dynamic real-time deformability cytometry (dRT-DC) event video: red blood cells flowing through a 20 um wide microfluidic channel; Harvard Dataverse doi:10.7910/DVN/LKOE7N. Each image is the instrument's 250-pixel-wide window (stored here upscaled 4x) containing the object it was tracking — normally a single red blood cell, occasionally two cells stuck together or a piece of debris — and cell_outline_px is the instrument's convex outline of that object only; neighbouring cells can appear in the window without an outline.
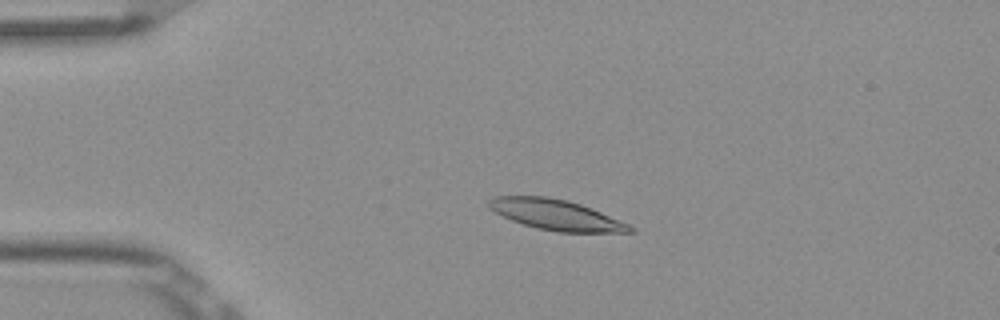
{"species": "Egyptian fruit bat (a non-hibernating species)", "species_latin": "Rousettus aegyptiacus", "temperature_condition": "room temperature", "stored_images_in_passage": 5, "camera_frame_rate_fps": 3000, "um_per_image_px": 0.085, "frame": {"image": 1, "passage_image": 4, "time_ms": 1.0, "image_size_px": [1000, 320], "cell_outline_px": [[636, 232], [560, 232], [536, 228], [512, 220], [488, 208], [488, 200], [492, 196], [548, 196], [568, 200], [592, 208], [628, 224], [636, 228]], "centroid_in_image_um": [47.27, 18.25], "position_along_channel_um": 37.7, "area_um2": 24.97}}